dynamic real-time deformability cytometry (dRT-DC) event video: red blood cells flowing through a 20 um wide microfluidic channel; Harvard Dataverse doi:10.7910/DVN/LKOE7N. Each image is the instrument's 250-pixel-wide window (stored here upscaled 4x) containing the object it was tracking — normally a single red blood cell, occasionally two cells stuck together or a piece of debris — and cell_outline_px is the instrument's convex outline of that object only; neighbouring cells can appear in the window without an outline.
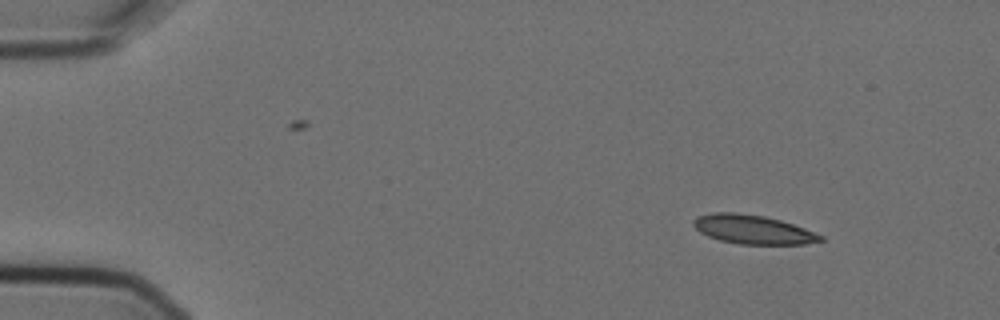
{"species": "Egyptian fruit bat (a non-hibernating species)", "species_latin": "Rousettus aegyptiacus", "temperature_condition": "cold", "stored_images_in_passage": 4, "camera_frame_rate_fps": 3000, "um_per_image_px": 0.085, "animal": {"sex": "female"}, "frame": {"image": 1, "passage_image": 1, "time_ms": 0.0, "image_size_px": [1000, 320], "cell_outline_px": [[824, 240], [804, 244], [740, 244], [720, 240], [708, 236], [700, 232], [692, 224], [692, 220], [696, 216], [712, 212], [736, 212], [764, 216], [780, 220], [804, 228], [824, 236]], "centroid_in_image_um": [63.96, 19.5], "position_along_channel_um": 21.0, "area_um2": 21.44}}
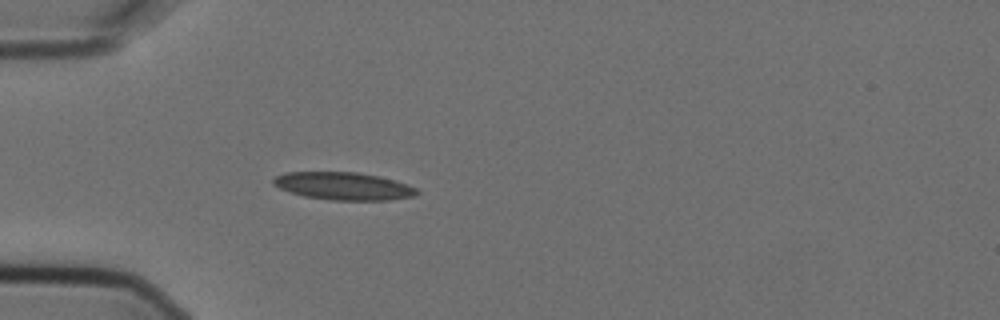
{"frame": {"image": 2, "passage_image": 4, "time_ms": 1.0, "image_size_px": [1000, 320], "cell_outline_px": [[420, 192], [416, 196], [388, 200], [328, 200], [304, 196], [280, 188], [272, 184], [272, 180], [276, 176], [284, 172], [356, 172], [376, 176], [408, 184], [416, 188]], "centroid_in_image_um": [29.2, 15.82], "position_along_channel_um": 55.8, "area_um2": 23.06}}